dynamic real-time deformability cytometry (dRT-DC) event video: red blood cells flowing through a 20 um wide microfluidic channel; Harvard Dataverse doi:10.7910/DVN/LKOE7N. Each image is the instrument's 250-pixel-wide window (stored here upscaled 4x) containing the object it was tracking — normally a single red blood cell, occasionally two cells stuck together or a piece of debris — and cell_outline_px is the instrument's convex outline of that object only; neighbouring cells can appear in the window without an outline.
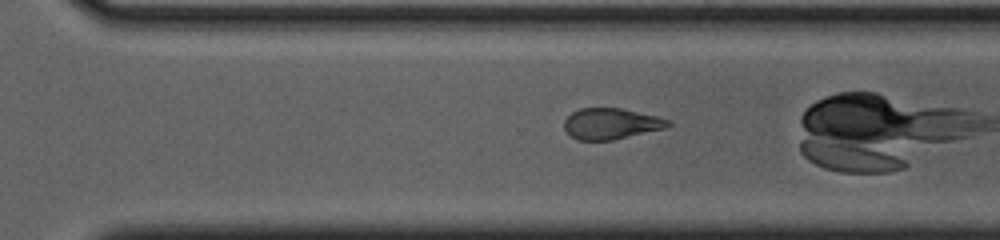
{"species": "common noctule bat (a hibernating species)", "species_latin": "Nyctalus noctula", "temperature_condition": "cold", "stored_images_in_passage": 38, "camera_frame_rate_fps": 3000, "um_per_image_px": 0.085, "animal": {"sex": "female", "body_mass_g": 23.0, "forearm_length_mm": 53.4}, "frame": {"image": 1, "passage_image": 33, "time_ms": 10.667, "image_size_px": [1000, 240], "cell_outline_px": [[672, 124], [668, 128], [612, 140], [576, 140], [564, 128], [564, 120], [572, 112], [580, 108], [620, 108], [656, 116], [672, 120]], "centroid_in_image_um": [51.97, 10.52], "position_along_channel_um": 318.6, "area_um2": 18.84}}